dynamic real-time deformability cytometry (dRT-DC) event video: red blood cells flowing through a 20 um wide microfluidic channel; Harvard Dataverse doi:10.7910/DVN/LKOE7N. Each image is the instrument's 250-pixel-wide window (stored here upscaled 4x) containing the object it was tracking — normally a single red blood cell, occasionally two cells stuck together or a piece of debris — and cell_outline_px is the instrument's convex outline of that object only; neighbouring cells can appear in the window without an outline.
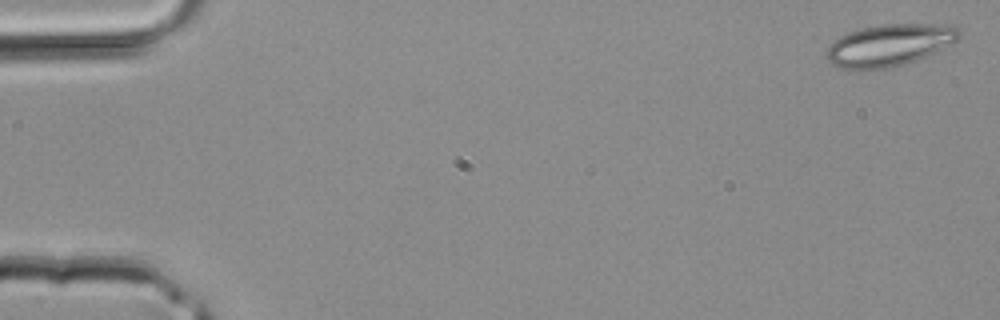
{"species": "common noctule bat (a hibernating species)", "species_latin": "Nyctalus noctula", "temperature_condition": "room temperature", "stored_images_in_passage": 40, "camera_frame_rate_fps": 3000, "um_per_image_px": 0.085, "animal": {"sex": "male", "body_mass_g": 20.4}, "frame": {"image": 1, "passage_image": 1, "time_ms": 0.0, "image_size_px": [1000, 320], "cell_outline_px": [[960, 40], [916, 60], [904, 64], [872, 72], [840, 68], [832, 64], [824, 56], [828, 44], [840, 36], [848, 32], [864, 28], [884, 24], [952, 24], [960, 32]], "centroid_in_image_um": [75.55, 3.86], "position_along_channel_um": 9.4, "area_um2": 32.95}}
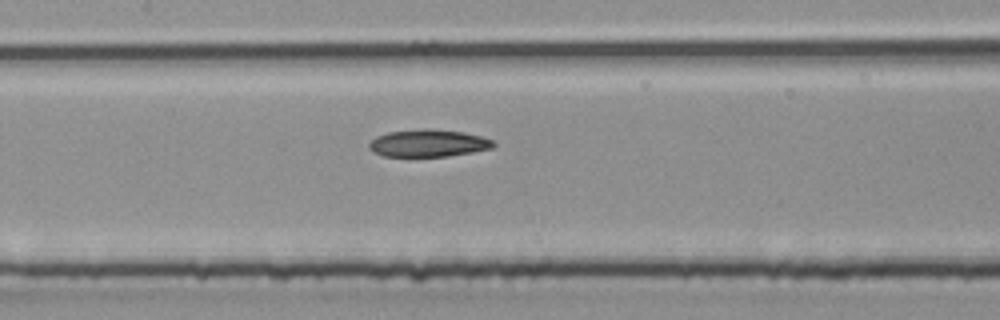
{"frame": {"image": 2, "passage_image": 19, "time_ms": 6.0, "image_size_px": [1000, 320], "cell_outline_px": [[496, 144], [492, 148], [472, 152], [448, 156], [384, 156], [372, 152], [368, 148], [368, 144], [376, 136], [388, 132], [420, 128], [428, 128], [464, 132], [480, 136], [492, 140]], "centroid_in_image_um": [36.38, 12.16], "position_along_channel_um": 171.0, "area_um2": 19.88}}
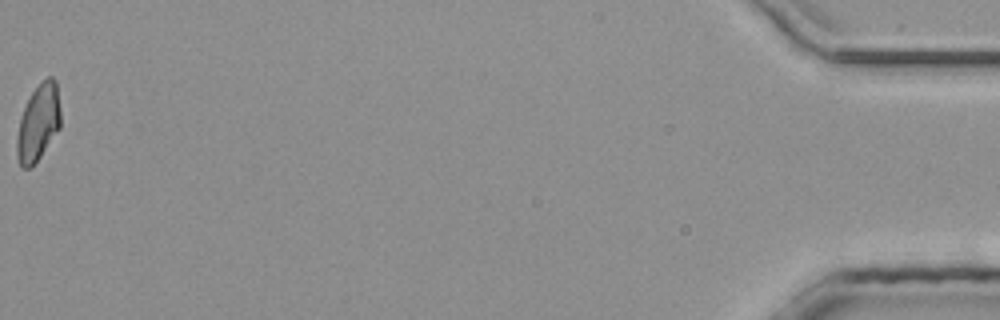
{"frame": {"image": 3, "passage_image": 40, "time_ms": 13.0, "image_size_px": [1000, 320], "cell_outline_px": [[60, 128], [40, 156], [28, 168], [20, 168], [16, 156], [16, 136], [20, 116], [32, 92], [48, 76], [52, 76], [56, 80], [60, 108]], "centroid_in_image_um": [3.24, 10.44], "position_along_channel_um": 432.0, "area_um2": 19.42}}